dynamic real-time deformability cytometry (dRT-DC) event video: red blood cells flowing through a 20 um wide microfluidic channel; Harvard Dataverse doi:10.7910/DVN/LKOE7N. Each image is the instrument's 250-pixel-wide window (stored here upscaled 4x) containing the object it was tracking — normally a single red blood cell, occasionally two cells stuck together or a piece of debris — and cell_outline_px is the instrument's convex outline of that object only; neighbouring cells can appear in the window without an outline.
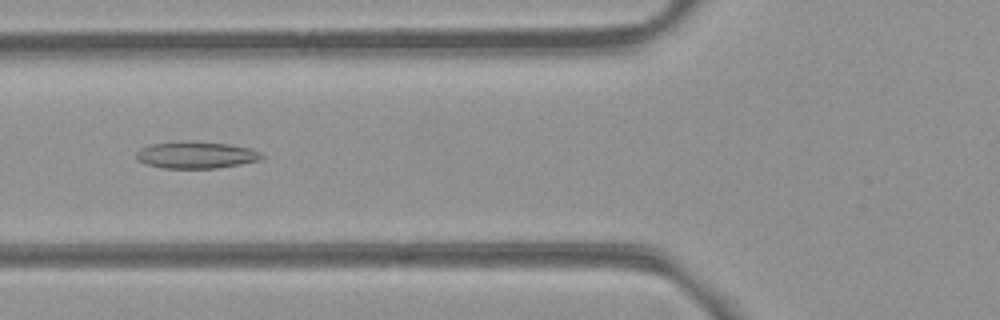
{"species": "common noctule bat (a hibernating species)", "species_latin": "Nyctalus noctula", "temperature_condition": "room temperature", "stored_images_in_passage": 53, "camera_frame_rate_fps": 3000, "um_per_image_px": 0.085, "animal": {"sex": "female", "body_mass_g": 21.9}, "frame": {"image": 1, "passage_image": 20, "time_ms": 6.333, "image_size_px": [1000, 320], "cell_outline_px": [[264, 156], [260, 160], [240, 164], [216, 168], [164, 168], [148, 164], [136, 160], [136, 152], [140, 148], [152, 144], [188, 140], [228, 144], [252, 148], [260, 152]], "centroid_in_image_um": [16.67, 13.16], "position_along_channel_um": 109.1, "area_um2": 19.71}}
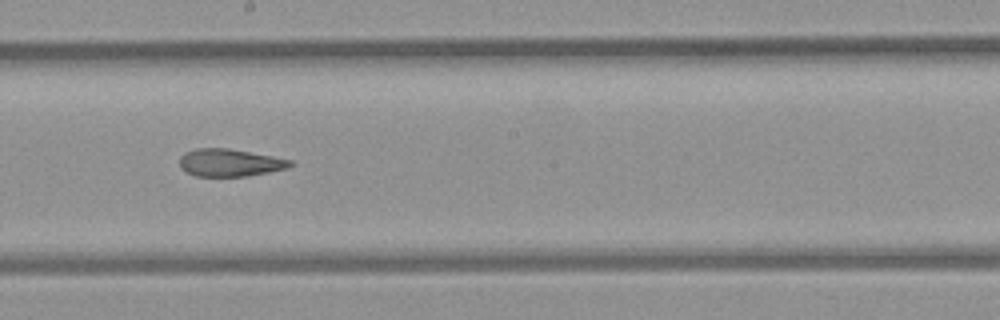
{"frame": {"image": 2, "passage_image": 29, "time_ms": 9.333, "image_size_px": [1000, 320], "cell_outline_px": [[296, 164], [288, 168], [248, 176], [196, 176], [180, 168], [180, 156], [184, 152], [196, 148], [228, 148], [272, 156], [292, 160]], "centroid_in_image_um": [19.55, 13.82], "position_along_channel_um": 228.7, "area_um2": 17.8}}
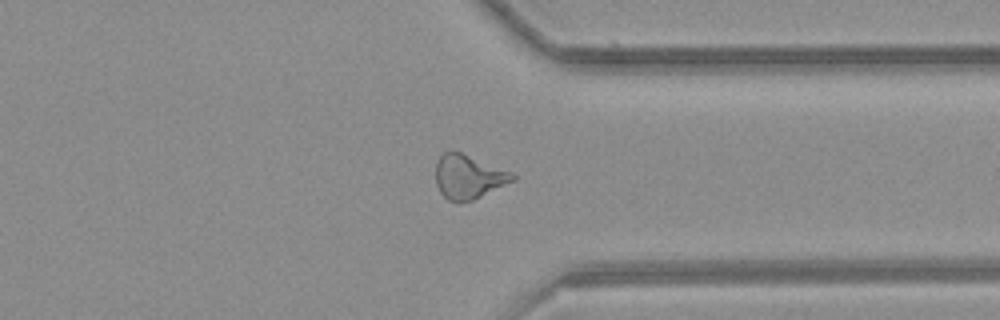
{"frame": {"image": 3, "passage_image": 40, "time_ms": 13.0, "image_size_px": [1000, 320], "cell_outline_px": [[516, 180], [472, 200], [448, 200], [440, 192], [436, 184], [436, 164], [440, 156], [444, 152], [452, 148], [512, 172], [516, 176]], "centroid_in_image_um": [39.82, 14.98], "position_along_channel_um": 371.6, "area_um2": 19.71}, "authors_computed_cell_mechanics": {"area_um2": 21.0392, "velocity_mm_per_s": 3.9687, "shape_relaxation_time_tau1_ms": null, "shape_relaxation_time_tau2_ms": 3.5085, "deformation_change_tau1": null, "deformation_change_tau2": 0.1209}}